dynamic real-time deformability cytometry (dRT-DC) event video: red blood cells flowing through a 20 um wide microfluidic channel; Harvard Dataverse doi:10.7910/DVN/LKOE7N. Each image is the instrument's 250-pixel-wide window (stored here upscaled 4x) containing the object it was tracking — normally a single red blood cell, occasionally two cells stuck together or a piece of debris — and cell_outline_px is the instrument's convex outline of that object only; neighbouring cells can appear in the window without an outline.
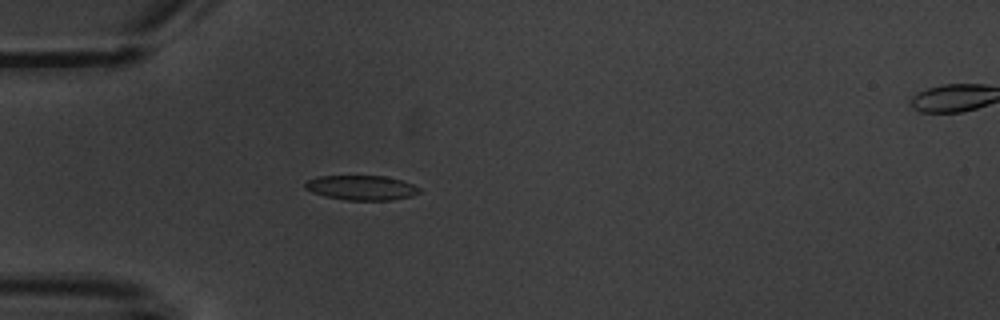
{"species": "common noctule bat (a hibernating species)", "species_latin": "Nyctalus noctula", "temperature_condition": "warm", "stored_images_in_passage": 5, "camera_frame_rate_fps": 3000, "um_per_image_px": 0.085, "animal": {"sex": "male", "body_mass_g": 20.1, "forearm_length_mm": 53.5}, "frame": {"image": 1, "passage_image": 4, "time_ms": 4.667, "image_size_px": [1000, 320], "cell_outline_px": [[420, 192], [412, 196], [392, 200], [348, 200], [324, 196], [312, 192], [304, 188], [304, 184], [308, 180], [320, 176], [384, 176], [400, 180], [412, 184], [420, 188]], "centroid_in_image_um": [30.72, 15.96], "position_along_channel_um": 54.3, "area_um2": 16.36}}